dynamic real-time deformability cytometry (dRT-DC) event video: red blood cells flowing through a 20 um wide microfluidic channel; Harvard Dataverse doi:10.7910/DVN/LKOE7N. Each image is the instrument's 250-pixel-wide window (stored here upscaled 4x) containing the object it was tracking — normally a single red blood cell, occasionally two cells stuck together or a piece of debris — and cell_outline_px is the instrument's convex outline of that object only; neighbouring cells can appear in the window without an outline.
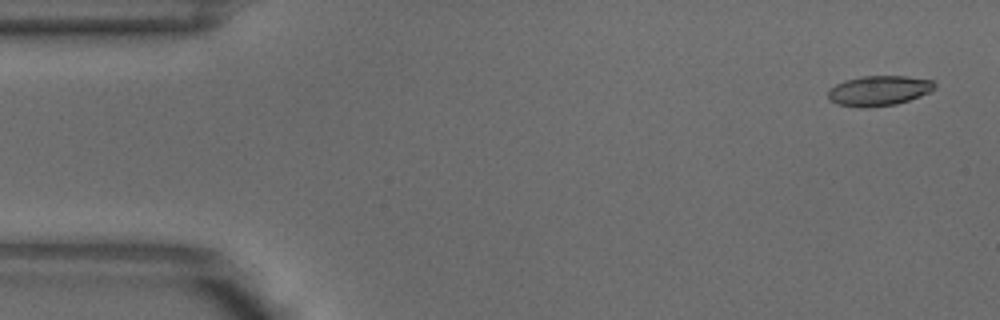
{"species": "common noctule bat (a hibernating species)", "species_latin": "Nyctalus noctula", "temperature_condition": "warm", "stored_images_in_passage": 4, "camera_frame_rate_fps": 3000, "um_per_image_px": 0.085, "animal": {"sex": "male", "body_mass_g": 18.8}, "frame": {"image": 1, "passage_image": 1, "time_ms": 0.0, "image_size_px": [1000, 320], "cell_outline_px": [[936, 88], [920, 96], [896, 104], [864, 108], [840, 104], [828, 100], [828, 88], [844, 80], [864, 76], [908, 76], [932, 80], [936, 84]], "centroid_in_image_um": [74.7, 7.7], "position_along_channel_um": 10.3, "area_um2": 18.67}}
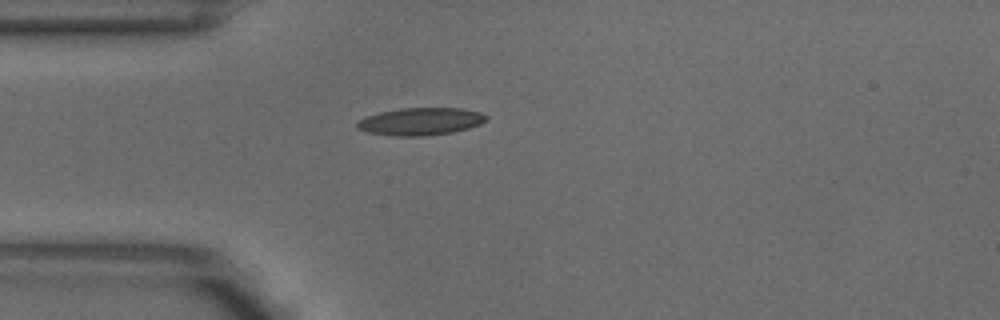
{"frame": {"image": 2, "passage_image": 4, "time_ms": 1.0, "image_size_px": [1000, 320], "cell_outline_px": [[488, 120], [480, 124], [468, 128], [452, 132], [424, 136], [396, 136], [368, 132], [356, 128], [356, 124], [364, 116], [380, 112], [400, 108], [464, 108], [480, 112], [488, 116]], "centroid_in_image_um": [35.76, 10.31], "position_along_channel_um": 49.2, "area_um2": 20.75}}